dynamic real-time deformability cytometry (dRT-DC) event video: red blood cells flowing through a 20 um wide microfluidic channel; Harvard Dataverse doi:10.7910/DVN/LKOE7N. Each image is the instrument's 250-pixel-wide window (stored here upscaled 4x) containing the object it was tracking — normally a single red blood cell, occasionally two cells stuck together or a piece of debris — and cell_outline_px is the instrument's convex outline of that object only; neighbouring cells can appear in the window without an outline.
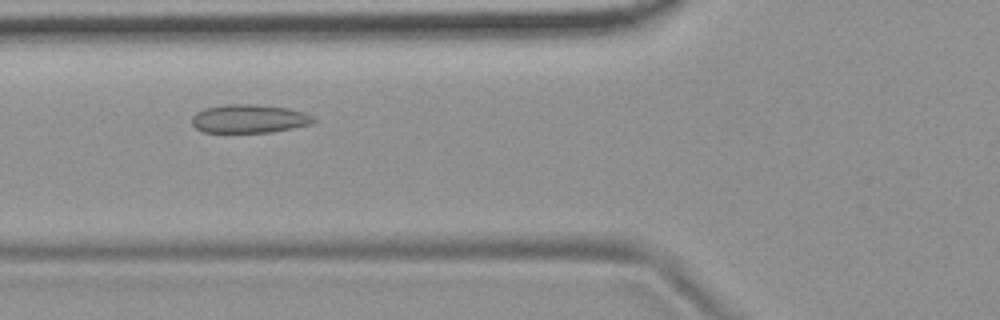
{"species": "common noctule bat (a hibernating species)", "species_latin": "Nyctalus noctula", "temperature_condition": "room temperature", "stored_images_in_passage": 44, "camera_frame_rate_fps": 3000, "um_per_image_px": 0.085, "animal": {"sex": "female", "body_mass_g": 19.9}, "frame": {"image": 1, "passage_image": 10, "time_ms": 3.0, "image_size_px": [1000, 320], "cell_outline_px": [[316, 120], [312, 124], [272, 132], [204, 132], [196, 128], [192, 124], [192, 116], [196, 112], [204, 108], [224, 104], [256, 104], [288, 108], [304, 112], [312, 116]], "centroid_in_image_um": [21.17, 10.08], "position_along_channel_um": 104.6, "area_um2": 20.29}}
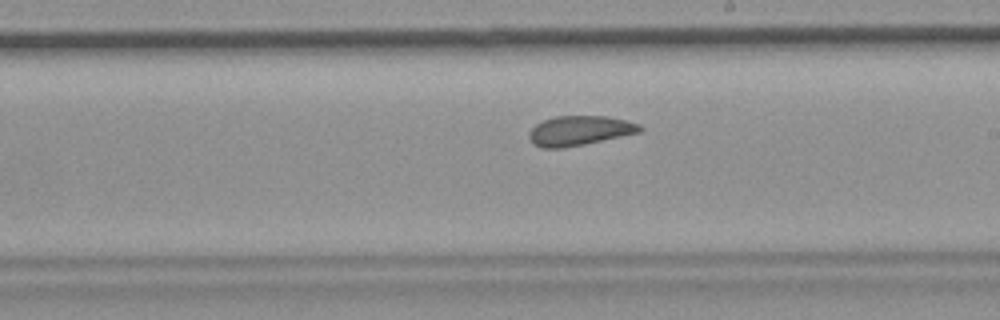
{"frame": {"image": 2, "passage_image": 21, "time_ms": 6.667, "image_size_px": [1000, 320], "cell_outline_px": [[644, 128], [640, 132], [584, 144], [560, 148], [540, 148], [532, 144], [528, 136], [528, 132], [536, 124], [544, 120], [556, 116], [608, 116], [640, 124]], "centroid_in_image_um": [49.23, 11.1], "position_along_channel_um": 239.8, "area_um2": 19.13}}
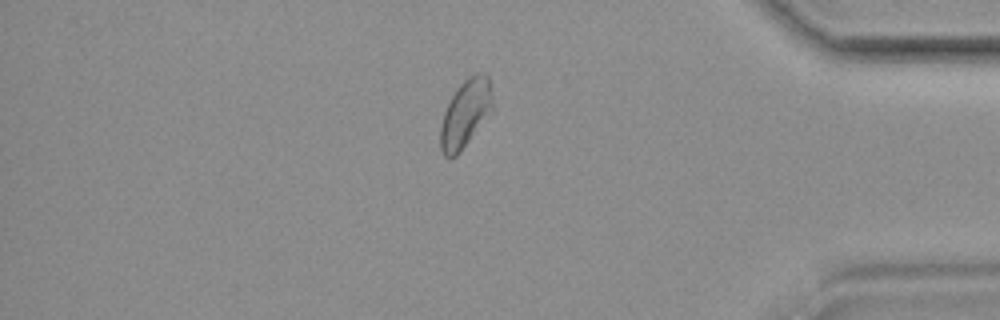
{"frame": {"image": 3, "passage_image": 36, "time_ms": 11.667, "image_size_px": [1000, 320], "cell_outline_px": [[492, 112], [460, 152], [452, 160], [448, 160], [444, 156], [440, 148], [440, 128], [444, 112], [456, 88], [468, 76], [476, 72], [484, 72], [488, 76], [492, 100]], "centroid_in_image_um": [39.55, 9.68], "position_along_channel_um": 395.7, "area_um2": 20.75}, "authors_computed_cell_mechanics": {"area_um2": 20.2878, "velocity_mm_per_s": 3.6901, "shape_relaxation_time_tau1_ms": null, "shape_relaxation_time_tau2_ms": 2.0163, "deformation_change_tau1": null, "deformation_change_tau2": 0.0679}}